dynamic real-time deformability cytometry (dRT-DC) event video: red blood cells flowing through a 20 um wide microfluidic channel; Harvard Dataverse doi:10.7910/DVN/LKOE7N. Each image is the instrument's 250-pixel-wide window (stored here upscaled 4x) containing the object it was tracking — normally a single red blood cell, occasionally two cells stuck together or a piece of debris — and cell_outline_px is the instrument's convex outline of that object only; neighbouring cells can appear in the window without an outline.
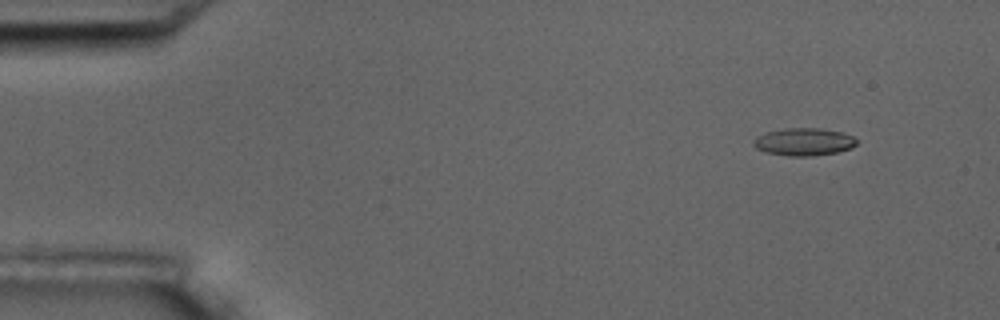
{"species": "common noctule bat (a hibernating species)", "species_latin": "Nyctalus noctula", "temperature_condition": "room temperature", "stored_images_in_passage": 5, "camera_frame_rate_fps": 3000, "um_per_image_px": 0.085, "animal": {"sex": "male", "body_mass_g": 17.5, "forearm_length_mm": 52.3}, "frame": {"image": 1, "passage_image": 2, "time_ms": 1.0, "image_size_px": [1000, 320], "cell_outline_px": [[856, 144], [852, 148], [836, 152], [808, 156], [788, 156], [764, 152], [756, 148], [752, 144], [752, 140], [756, 136], [768, 132], [784, 128], [820, 128], [844, 132], [852, 136], [856, 140]], "centroid_in_image_um": [68.3, 12.05], "position_along_channel_um": 16.7, "area_um2": 16.65}}
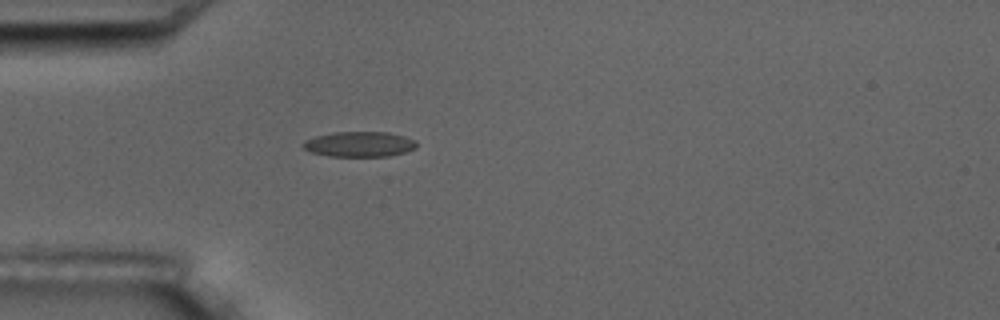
{"frame": {"image": 2, "passage_image": 5, "time_ms": 4.667, "image_size_px": [1000, 320], "cell_outline_px": [[416, 148], [404, 152], [388, 156], [328, 156], [312, 152], [304, 148], [300, 144], [304, 140], [316, 136], [332, 132], [388, 132], [404, 136], [416, 140]], "centroid_in_image_um": [30.53, 12.25], "position_along_channel_um": 54.5, "area_um2": 16.7}}